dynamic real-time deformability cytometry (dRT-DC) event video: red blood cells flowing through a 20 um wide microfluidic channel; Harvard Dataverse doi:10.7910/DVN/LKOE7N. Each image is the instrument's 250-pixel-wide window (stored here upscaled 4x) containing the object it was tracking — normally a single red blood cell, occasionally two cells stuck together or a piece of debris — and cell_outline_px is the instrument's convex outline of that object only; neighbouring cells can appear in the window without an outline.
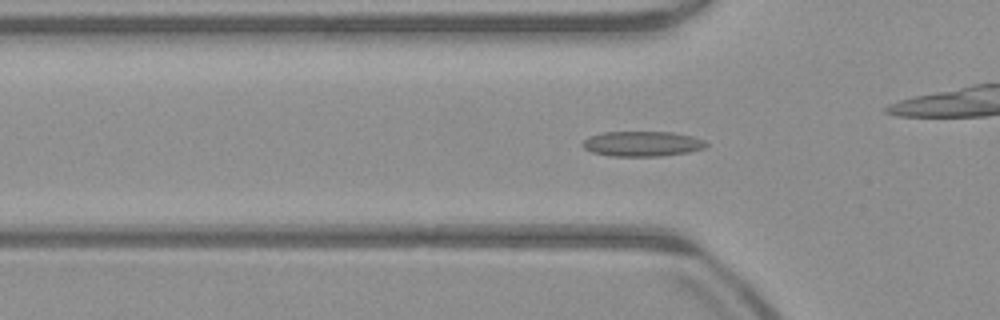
{"species": "common noctule bat (a hibernating species)", "species_latin": "Nyctalus noctula", "temperature_condition": "warm", "stored_images_in_passage": 49, "camera_frame_rate_fps": 3000, "um_per_image_px": 0.085, "animal": {"sex": "male", "body_mass_g": 23.1, "forearm_length_mm": 52.7}, "frame": {"image": 1, "passage_image": 13, "time_ms": 4.0, "image_size_px": [1000, 320], "cell_outline_px": [[708, 144], [704, 148], [688, 152], [660, 156], [612, 156], [592, 152], [584, 148], [580, 144], [588, 136], [604, 132], [672, 132], [692, 136], [704, 140]], "centroid_in_image_um": [54.57, 12.22], "position_along_channel_um": 71.2, "area_um2": 18.09}}
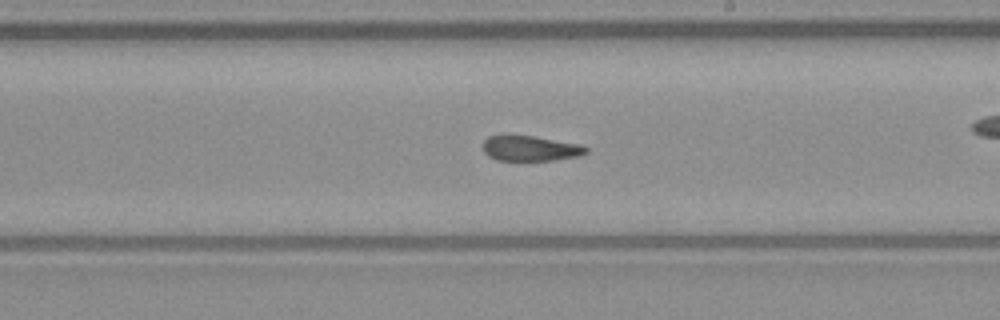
{"frame": {"image": 2, "passage_image": 26, "time_ms": 8.333, "image_size_px": [1000, 320], "cell_outline_px": [[588, 152], [580, 156], [552, 160], [496, 160], [488, 156], [484, 152], [484, 140], [488, 136], [532, 136], [580, 144], [588, 148]], "centroid_in_image_um": [45.1, 12.62], "position_along_channel_um": 243.9, "area_um2": 14.97}}
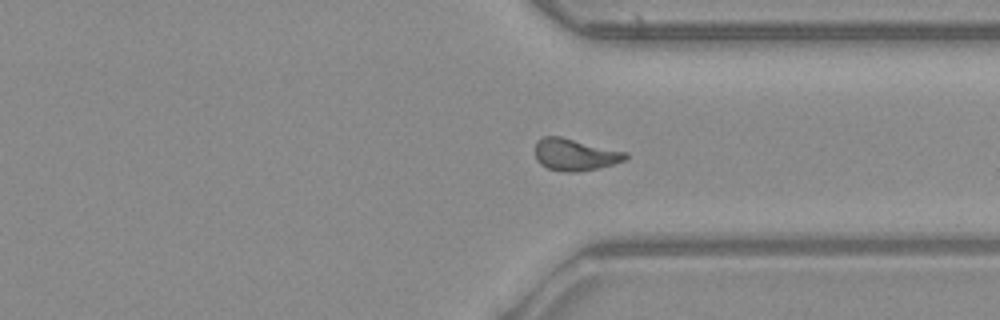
{"frame": {"image": 3, "passage_image": 35, "time_ms": 11.333, "image_size_px": [1000, 320], "cell_outline_px": [[628, 160], [596, 168], [576, 172], [564, 172], [548, 168], [540, 164], [536, 160], [536, 140], [544, 136], [560, 136], [628, 152]], "centroid_in_image_um": [48.88, 13.13], "position_along_channel_um": 362.5, "area_um2": 16.88}, "authors_computed_cell_mechanics": {"area_um2": 16.6464, "velocity_mm_per_s": 3.9648, "shape_relaxation_time_tau1_ms": null, "shape_relaxation_time_tau2_ms": 1.7711, "deformation_change_tau1": null, "deformation_change_tau2": 0.0807}}